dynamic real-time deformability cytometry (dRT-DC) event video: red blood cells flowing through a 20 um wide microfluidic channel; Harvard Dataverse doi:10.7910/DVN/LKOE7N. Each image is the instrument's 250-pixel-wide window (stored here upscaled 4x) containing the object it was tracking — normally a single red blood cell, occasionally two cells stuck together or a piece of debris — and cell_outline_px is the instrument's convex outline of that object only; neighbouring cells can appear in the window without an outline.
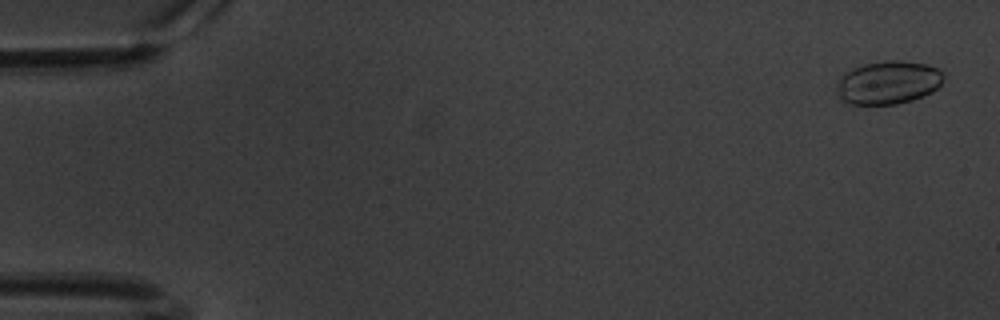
{"species": "common noctule bat (a hibernating species)", "species_latin": "Nyctalus noctula", "temperature_condition": "warm", "stored_images_in_passage": 62, "camera_frame_rate_fps": 3000, "um_per_image_px": 0.085, "animal": {"sex": "male", "body_mass_g": 20.1, "forearm_length_mm": 53.5}, "frame": {"image": 1, "passage_image": 3, "time_ms": 0.667, "image_size_px": [1000, 320], "cell_outline_px": [[944, 76], [940, 84], [932, 92], [912, 100], [896, 104], [852, 104], [840, 100], [836, 92], [840, 76], [844, 72], [852, 68], [864, 64], [884, 60], [900, 60], [924, 64], [940, 68]], "centroid_in_image_um": [75.47, 7.01], "position_along_channel_um": 9.5, "area_um2": 27.05}}
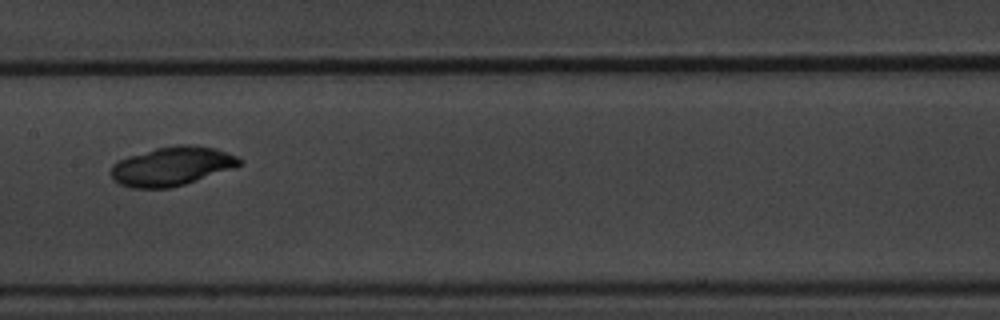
{"frame": {"image": 2, "passage_image": 32, "time_ms": 10.333, "image_size_px": [1000, 320], "cell_outline_px": [[244, 164], [236, 168], [172, 188], [132, 188], [120, 184], [112, 180], [108, 172], [112, 164], [128, 156], [156, 148], [176, 144], [188, 144], [216, 148], [236, 156], [244, 160]], "centroid_in_image_um": [14.62, 14.13], "position_along_channel_um": 192.8, "area_um2": 29.65}}
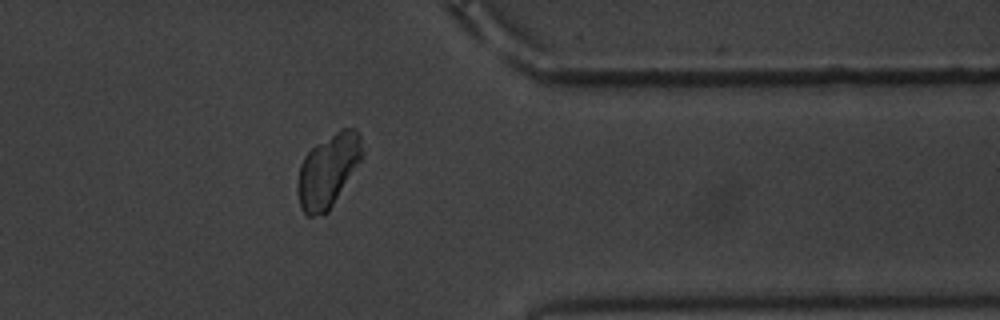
{"frame": {"image": 3, "passage_image": 50, "time_ms": 16.333, "image_size_px": [1000, 320], "cell_outline_px": [[364, 156], [328, 212], [312, 216], [308, 216], [300, 208], [296, 188], [296, 184], [300, 164], [304, 156], [316, 144], [340, 128], [356, 128], [360, 132], [364, 152]], "centroid_in_image_um": [27.9, 14.47], "position_along_channel_um": 383.5, "area_um2": 27.92}}